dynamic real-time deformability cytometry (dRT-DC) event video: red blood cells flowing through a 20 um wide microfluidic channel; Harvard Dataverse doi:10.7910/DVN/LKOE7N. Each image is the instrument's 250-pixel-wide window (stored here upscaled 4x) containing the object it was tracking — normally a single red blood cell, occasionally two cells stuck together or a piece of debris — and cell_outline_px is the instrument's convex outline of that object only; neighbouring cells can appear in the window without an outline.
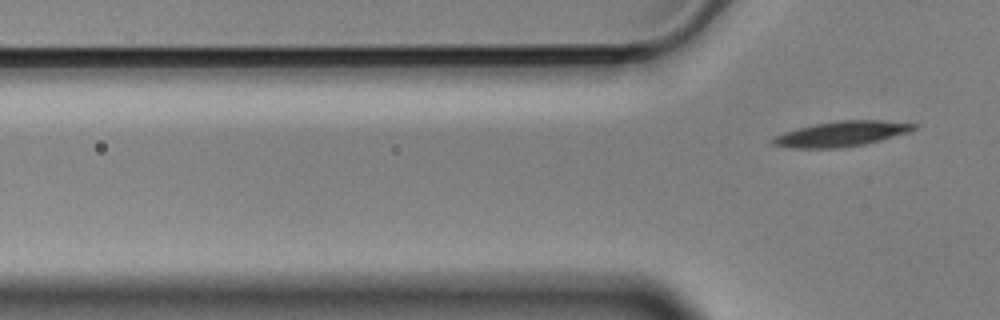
{"species": "Egyptian fruit bat (a non-hibernating species)", "species_latin": "Rousettus aegyptiacus", "temperature_condition": "cold", "stored_images_in_passage": 7, "segment_of_instrument_passage": [2, 2], "camera_frame_rate_fps": 3000, "um_per_image_px": 0.085, "animal": {"sex": "male"}, "frame": {"image": 1, "passage_image": 7, "time_ms": 2.0, "image_size_px": [1000, 320], "cell_outline_px": [[916, 128], [908, 132], [880, 140], [864, 144], [844, 148], [792, 148], [772, 144], [768, 140], [772, 136], [796, 128], [816, 124], [840, 120], [880, 120], [916, 124]], "centroid_in_image_um": [71.44, 11.38], "position_along_channel_um": 54.4, "area_um2": 20.69}}